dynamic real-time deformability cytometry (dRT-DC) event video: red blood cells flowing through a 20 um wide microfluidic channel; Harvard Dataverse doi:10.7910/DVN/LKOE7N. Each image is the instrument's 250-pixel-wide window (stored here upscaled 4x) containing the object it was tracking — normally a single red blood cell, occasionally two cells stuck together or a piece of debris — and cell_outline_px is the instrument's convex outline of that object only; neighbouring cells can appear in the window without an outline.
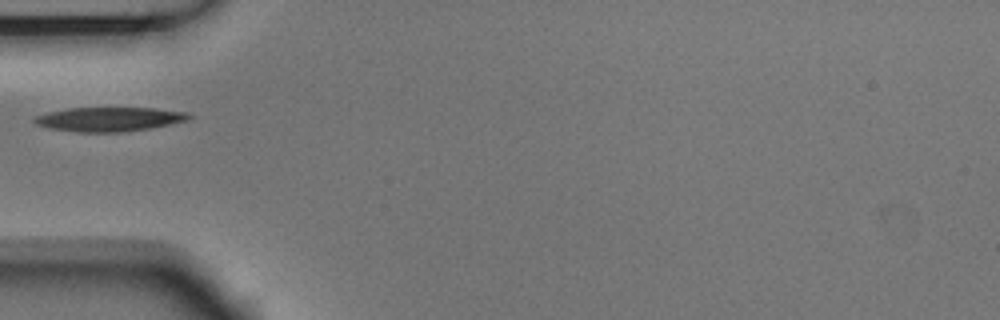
{"species": "Egyptian fruit bat (a non-hibernating species)", "species_latin": "Rousettus aegyptiacus", "temperature_condition": "room temperature", "stored_images_in_passage": 3, "camera_frame_rate_fps": 3000, "um_per_image_px": 0.085, "animal": {"sex": "male"}, "frame": {"image": 1, "passage_image": 3, "time_ms": 0.667, "image_size_px": [1000, 320], "cell_outline_px": [[192, 116], [188, 120], [148, 128], [120, 132], [76, 132], [48, 128], [36, 124], [32, 120], [36, 116], [48, 112], [68, 108], [156, 108], [188, 112]], "centroid_in_image_um": [9.26, 10.13], "position_along_channel_um": 75.7, "area_um2": 21.68}}